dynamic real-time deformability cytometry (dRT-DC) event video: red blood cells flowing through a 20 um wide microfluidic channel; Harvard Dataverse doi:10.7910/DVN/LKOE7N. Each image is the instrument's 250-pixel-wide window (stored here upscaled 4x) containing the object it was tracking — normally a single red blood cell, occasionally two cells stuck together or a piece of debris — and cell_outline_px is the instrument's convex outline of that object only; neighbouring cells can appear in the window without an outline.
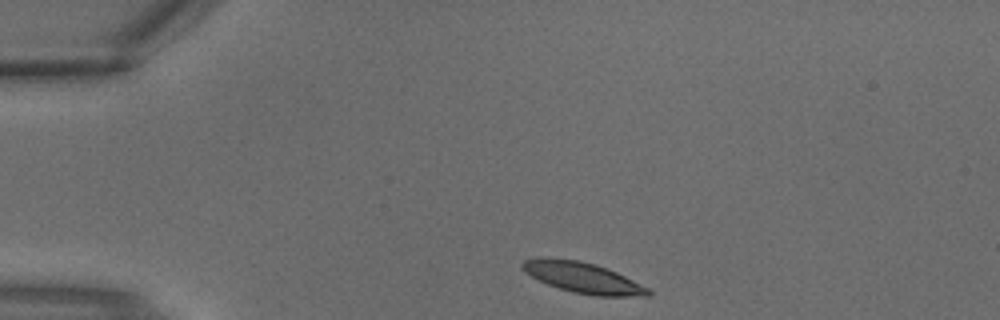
{"species": "common noctule bat (a hibernating species)", "species_latin": "Nyctalus noctula", "temperature_condition": "warm", "stored_images_in_passage": 2, "camera_frame_rate_fps": 3000, "um_per_image_px": 0.085, "animal": {"sex": "male", "body_mass_g": 18.8}, "frame": {"image": 1, "passage_image": 1, "time_ms": 0.0, "image_size_px": [1000, 320], "cell_outline_px": [[652, 292], [648, 296], [596, 296], [572, 292], [548, 284], [524, 272], [520, 268], [520, 264], [524, 260], [580, 260], [596, 264], [616, 272], [648, 288]], "centroid_in_image_um": [49.6, 23.63], "position_along_channel_um": 35.4, "area_um2": 21.73}}
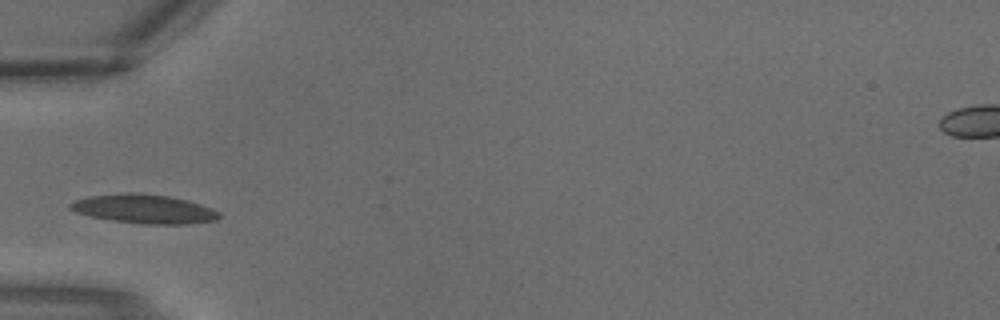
{"frame": {"image": 2, "passage_image": 2, "time_ms": 0.333, "image_size_px": [1000, 320], "cell_outline_px": [[220, 216], [216, 220], [188, 224], [140, 224], [112, 220], [88, 216], [76, 212], [68, 208], [68, 204], [76, 200], [88, 196], [128, 192], [140, 192], [168, 196], [188, 200], [212, 208], [220, 212]], "centroid_in_image_um": [12.24, 17.75], "position_along_channel_um": 72.8, "area_um2": 25.37}}